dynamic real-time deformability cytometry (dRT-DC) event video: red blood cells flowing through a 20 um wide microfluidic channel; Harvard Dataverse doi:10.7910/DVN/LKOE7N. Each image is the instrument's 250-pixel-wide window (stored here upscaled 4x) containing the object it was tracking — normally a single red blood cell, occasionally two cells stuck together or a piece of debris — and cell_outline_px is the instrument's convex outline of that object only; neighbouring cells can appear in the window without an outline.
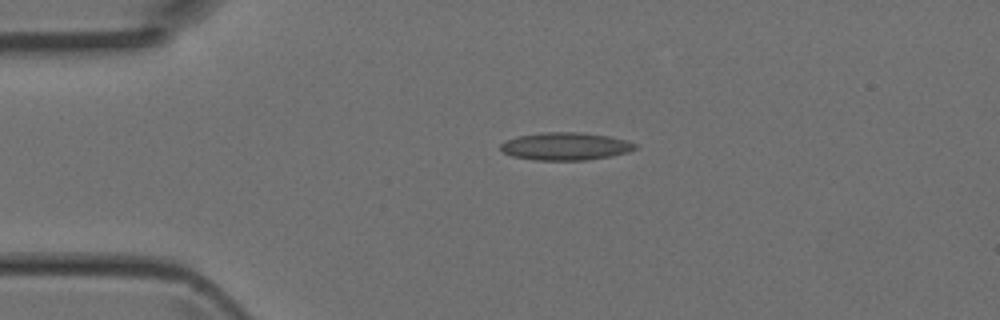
{"species": "Egyptian fruit bat (a non-hibernating species)", "species_latin": "Rousettus aegyptiacus", "temperature_condition": "room temperature", "stored_images_in_passage": 4, "camera_frame_rate_fps": 3000, "um_per_image_px": 0.085, "animal": {"sex": "female"}, "frame": {"image": 1, "passage_image": 2, "time_ms": 0.333, "image_size_px": [1000, 320], "cell_outline_px": [[636, 148], [628, 152], [612, 156], [584, 160], [536, 160], [512, 156], [504, 152], [500, 148], [500, 144], [504, 140], [516, 136], [544, 132], [580, 132], [608, 136], [624, 140], [636, 144]], "centroid_in_image_um": [48.03, 12.43], "position_along_channel_um": 37.0, "area_um2": 21.68}}
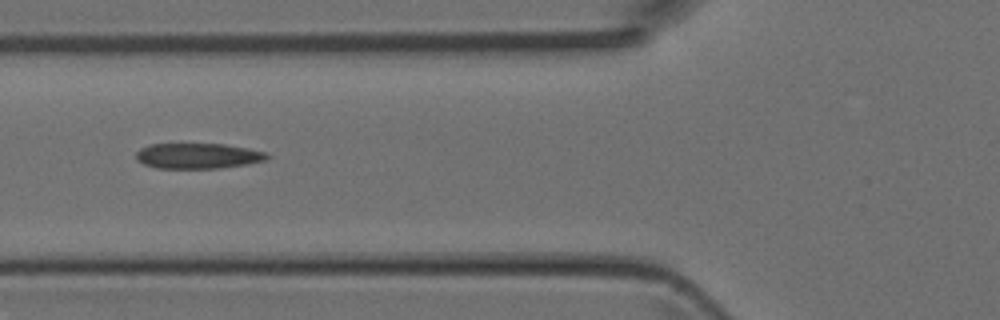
{"frame": {"image": 2, "passage_image": 4, "time_ms": 1.0, "image_size_px": [1000, 320], "cell_outline_px": [[272, 156], [268, 160], [248, 164], [220, 168], [156, 168], [144, 164], [136, 160], [136, 152], [140, 148], [148, 144], [224, 144], [248, 148], [264, 152]], "centroid_in_image_um": [16.83, 13.25], "position_along_channel_um": 109.0, "area_um2": 19.59}}